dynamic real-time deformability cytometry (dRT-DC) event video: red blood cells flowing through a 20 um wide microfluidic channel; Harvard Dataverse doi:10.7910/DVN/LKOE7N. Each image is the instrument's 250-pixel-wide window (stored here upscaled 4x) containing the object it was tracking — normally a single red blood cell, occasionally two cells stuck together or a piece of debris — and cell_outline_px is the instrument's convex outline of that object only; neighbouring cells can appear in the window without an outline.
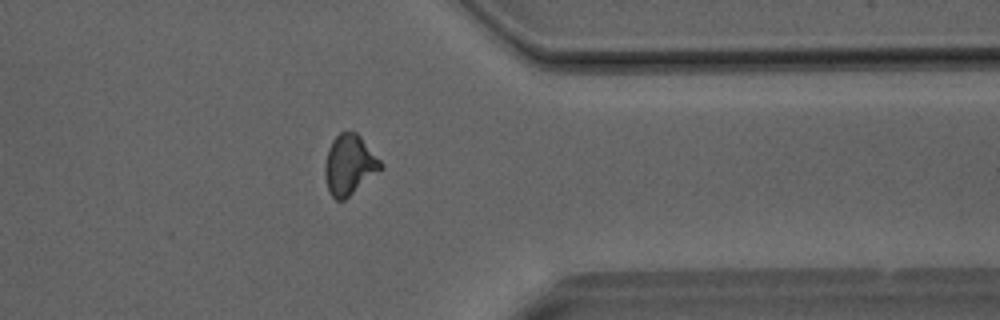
{"species": "Egyptian fruit bat (a non-hibernating species)", "species_latin": "Rousettus aegyptiacus", "temperature_condition": "room temperature", "stored_images_in_passage": 35, "camera_frame_rate_fps": 3000, "um_per_image_px": 0.085, "animal": {"sex": "male"}, "frame": {"image": 1, "passage_image": 30, "time_ms": 9.667, "image_size_px": [1000, 320], "cell_outline_px": [[384, 168], [344, 200], [336, 200], [328, 192], [324, 176], [324, 164], [328, 148], [332, 140], [340, 132], [356, 132], [360, 136], [384, 164]], "centroid_in_image_um": [29.69, 14.02], "position_along_channel_um": 381.7, "area_um2": 19.71}}